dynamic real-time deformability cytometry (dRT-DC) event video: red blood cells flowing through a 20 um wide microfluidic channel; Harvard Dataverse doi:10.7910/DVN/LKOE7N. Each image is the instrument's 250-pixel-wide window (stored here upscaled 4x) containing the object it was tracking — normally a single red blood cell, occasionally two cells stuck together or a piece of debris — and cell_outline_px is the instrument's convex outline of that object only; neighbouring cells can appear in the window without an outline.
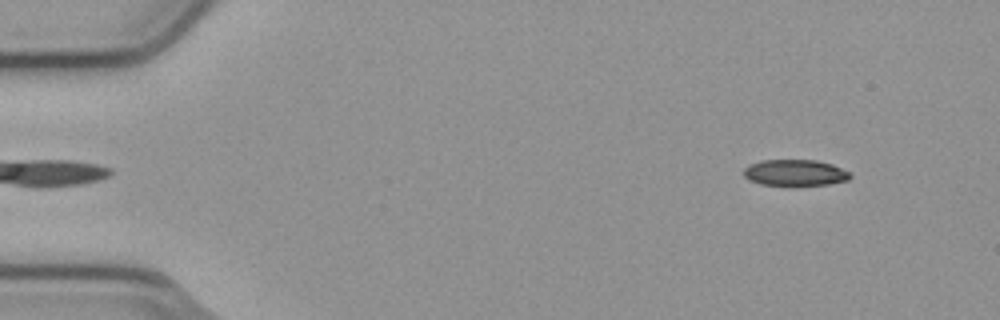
{"species": "common noctule bat (a hibernating species)", "species_latin": "Nyctalus noctula", "temperature_condition": "cold", "stored_images_in_passage": 50, "camera_frame_rate_fps": 3000, "um_per_image_px": 0.085, "animal": {"sex": "male", "body_mass_g": 23.1, "forearm_length_mm": 52.7}, "frame": {"image": 1, "passage_image": 1, "time_ms": 0.0, "image_size_px": [1000, 320], "cell_outline_px": [[852, 176], [848, 180], [828, 184], [760, 184], [748, 180], [744, 176], [744, 168], [760, 160], [816, 160], [832, 164], [848, 172]], "centroid_in_image_um": [67.56, 14.66], "position_along_channel_um": 17.4, "area_um2": 15.9}}
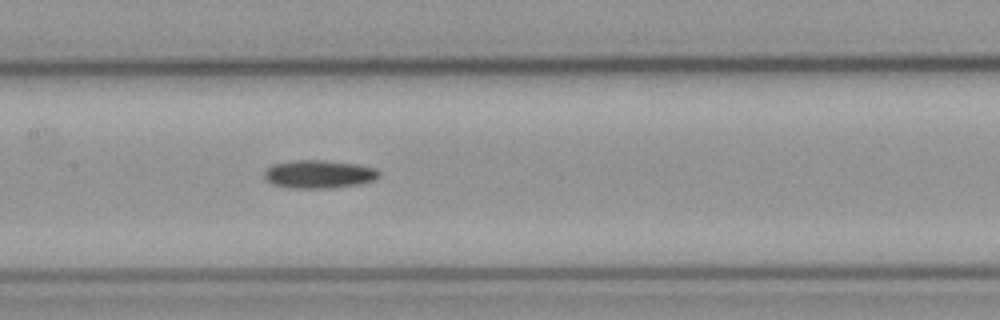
{"frame": {"image": 2, "passage_image": 22, "time_ms": 7.0, "image_size_px": [1000, 320], "cell_outline_px": [[380, 176], [372, 180], [360, 184], [328, 188], [292, 188], [272, 184], [264, 176], [264, 172], [272, 164], [296, 160], [324, 160], [356, 164], [376, 168], [380, 172]], "centroid_in_image_um": [27.12, 14.8], "position_along_channel_um": 180.3, "area_um2": 18.73}}
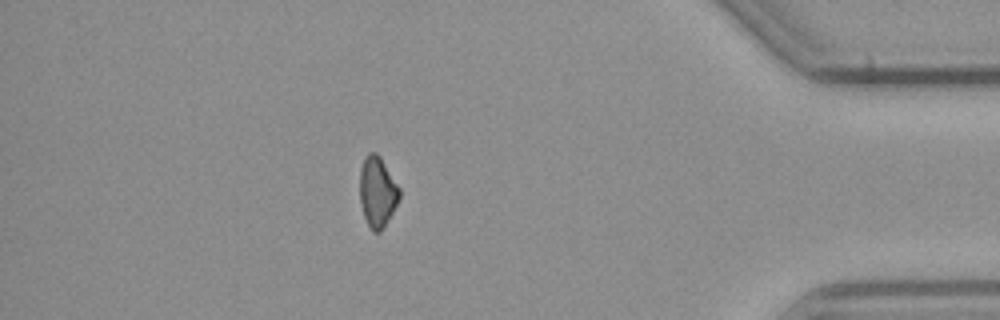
{"frame": {"image": 3, "passage_image": 43, "time_ms": 14.0, "image_size_px": [1000, 320], "cell_outline_px": [[400, 196], [392, 212], [380, 232], [372, 232], [364, 216], [360, 204], [360, 168], [364, 156], [368, 152], [376, 152], [380, 156], [400, 188]], "centroid_in_image_um": [32.06, 16.27], "position_along_channel_um": 403.1, "area_um2": 16.24}}